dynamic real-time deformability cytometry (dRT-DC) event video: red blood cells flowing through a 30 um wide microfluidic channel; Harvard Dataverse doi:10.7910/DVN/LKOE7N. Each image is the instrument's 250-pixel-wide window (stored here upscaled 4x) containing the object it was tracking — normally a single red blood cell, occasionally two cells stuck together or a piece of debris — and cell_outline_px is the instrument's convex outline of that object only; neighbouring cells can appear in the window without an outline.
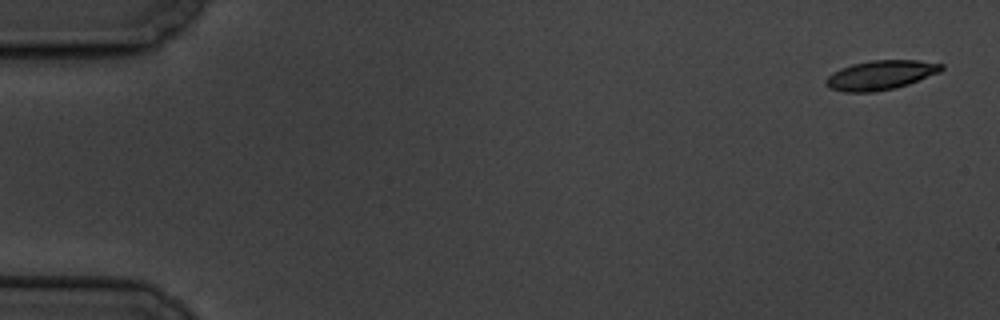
{"species": "common noctule bat (a hibernating species)", "species_latin": "Nyctalus noctula", "temperature_condition": "cold", "stored_images_in_passage": 5, "camera_frame_rate_fps": 3000, "um_per_image_px": 0.085, "animal": {"sex": "male", "body_mass_g": 19.5, "forearm_length_mm": 54.6}, "frame": {"image": 1, "passage_image": 1, "time_ms": 0.0, "image_size_px": [1000, 320], "cell_outline_px": [[944, 68], [940, 72], [908, 84], [896, 88], [876, 92], [844, 92], [828, 88], [824, 84], [824, 80], [832, 72], [840, 68], [852, 64], [872, 60], [916, 60], [944, 64]], "centroid_in_image_um": [74.81, 6.39], "position_along_channel_um": 10.2, "area_um2": 19.94}}
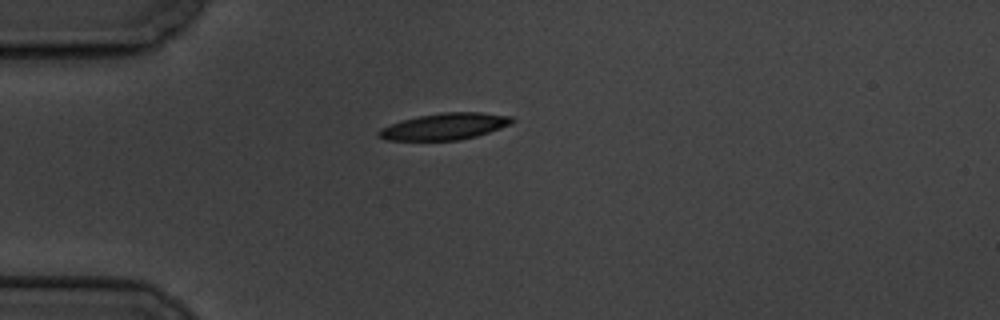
{"frame": {"image": 2, "passage_image": 5, "time_ms": 4.667, "image_size_px": [1000, 320], "cell_outline_px": [[516, 120], [512, 124], [476, 136], [460, 140], [384, 140], [376, 136], [376, 132], [380, 128], [404, 120], [420, 116], [444, 112], [480, 112], [512, 116]], "centroid_in_image_um": [37.81, 10.75], "position_along_channel_um": 47.2, "area_um2": 20.58}}